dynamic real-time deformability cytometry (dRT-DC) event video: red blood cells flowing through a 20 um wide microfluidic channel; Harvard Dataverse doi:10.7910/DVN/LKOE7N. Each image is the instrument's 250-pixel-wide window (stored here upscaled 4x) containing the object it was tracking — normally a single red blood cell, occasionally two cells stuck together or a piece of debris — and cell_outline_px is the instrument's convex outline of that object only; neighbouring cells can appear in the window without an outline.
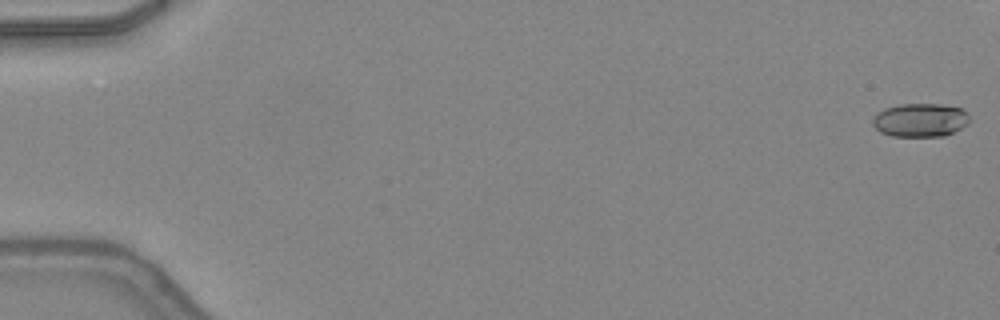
{"species": "common noctule bat (a hibernating species)", "species_latin": "Nyctalus noctula", "temperature_condition": "warm", "stored_images_in_passage": 21, "camera_frame_rate_fps": 3000, "um_per_image_px": 0.085, "animal": {"sex": "female", "body_mass_g": 24.6, "forearm_length_mm": 56.2}, "frame": {"image": 1, "passage_image": 1, "time_ms": 0.0, "image_size_px": [1000, 320], "cell_outline_px": [[968, 124], [944, 136], [892, 136], [880, 132], [872, 124], [872, 120], [876, 112], [884, 108], [900, 104], [940, 104], [960, 108], [968, 112]], "centroid_in_image_um": [78.19, 10.2], "position_along_channel_um": 6.8, "area_um2": 18.96}}